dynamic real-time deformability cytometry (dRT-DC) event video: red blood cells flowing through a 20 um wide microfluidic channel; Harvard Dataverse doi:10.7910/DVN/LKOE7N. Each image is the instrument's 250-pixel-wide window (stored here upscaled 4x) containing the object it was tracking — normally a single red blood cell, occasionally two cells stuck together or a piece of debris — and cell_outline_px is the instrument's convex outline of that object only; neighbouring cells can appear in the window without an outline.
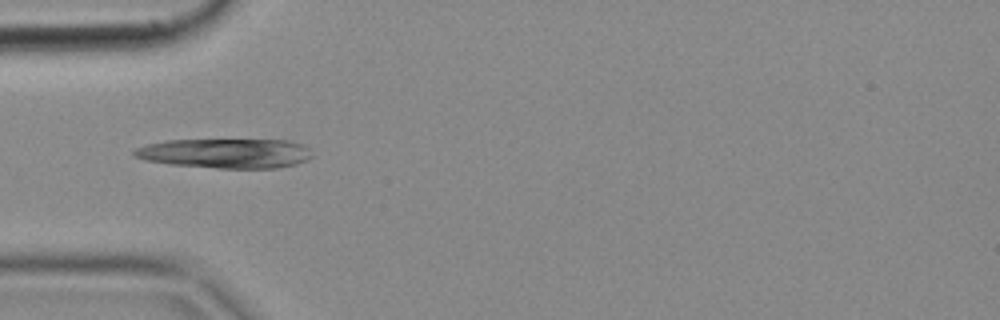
{"species": "common noctule bat (a hibernating species)", "species_latin": "Nyctalus noctula", "temperature_condition": "cold", "stored_images_in_passage": 6, "camera_frame_rate_fps": 3000, "um_per_image_px": 0.085, "animal": {"sex": "female", "body_mass_g": 18.4}, "frame": {"image": 1, "passage_image": 4, "time_ms": 1.0, "image_size_px": [1000, 320], "cell_outline_px": [[312, 156], [308, 160], [296, 164], [276, 168], [216, 168], [172, 164], [144, 160], [132, 156], [132, 152], [136, 148], [148, 144], [168, 140], [288, 140], [304, 144], [308, 148]], "centroid_in_image_um": [19.18, 13.03], "position_along_channel_um": 65.8, "area_um2": 30.75}}
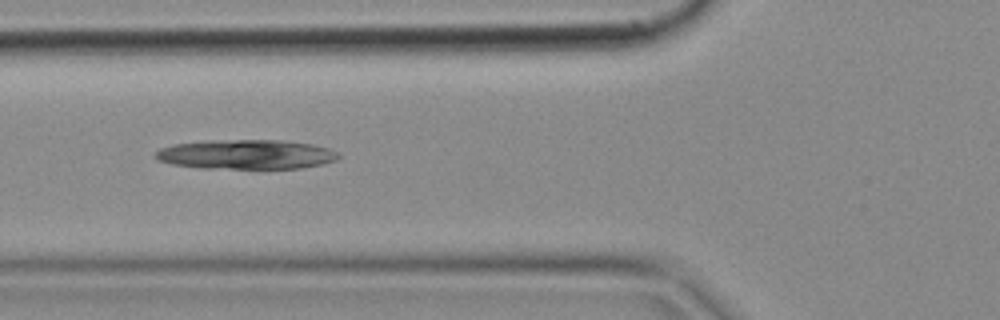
{"frame": {"image": 2, "passage_image": 5, "time_ms": 1.333, "image_size_px": [1000, 320], "cell_outline_px": [[340, 156], [336, 160], [304, 168], [200, 168], [172, 164], [160, 160], [156, 156], [156, 152], [160, 148], [172, 144], [236, 140], [280, 140], [312, 144], [328, 148], [340, 152]], "centroid_in_image_um": [20.99, 13.13], "position_along_channel_um": 104.8, "area_um2": 31.04}}
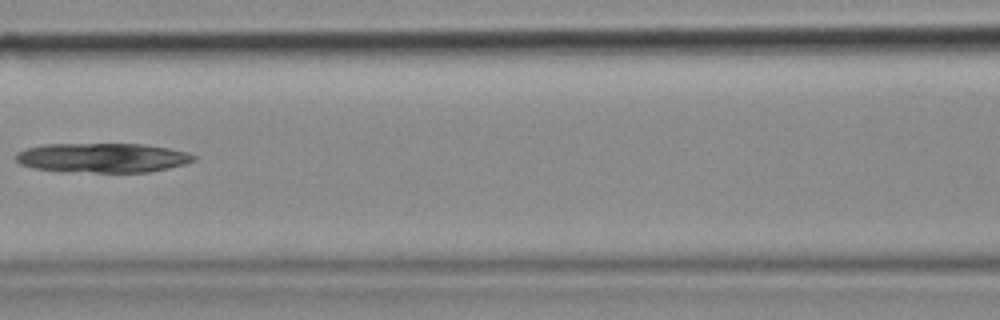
{"frame": {"image": 3, "passage_image": 6, "time_ms": 1.667, "image_size_px": [1000, 320], "cell_outline_px": [[196, 160], [184, 164], [168, 168], [148, 172], [92, 172], [32, 168], [20, 164], [16, 160], [16, 152], [24, 148], [44, 144], [144, 144], [168, 148], [188, 152], [196, 156]], "centroid_in_image_um": [8.72, 13.4], "position_along_channel_um": 157.9, "area_um2": 30.46}}